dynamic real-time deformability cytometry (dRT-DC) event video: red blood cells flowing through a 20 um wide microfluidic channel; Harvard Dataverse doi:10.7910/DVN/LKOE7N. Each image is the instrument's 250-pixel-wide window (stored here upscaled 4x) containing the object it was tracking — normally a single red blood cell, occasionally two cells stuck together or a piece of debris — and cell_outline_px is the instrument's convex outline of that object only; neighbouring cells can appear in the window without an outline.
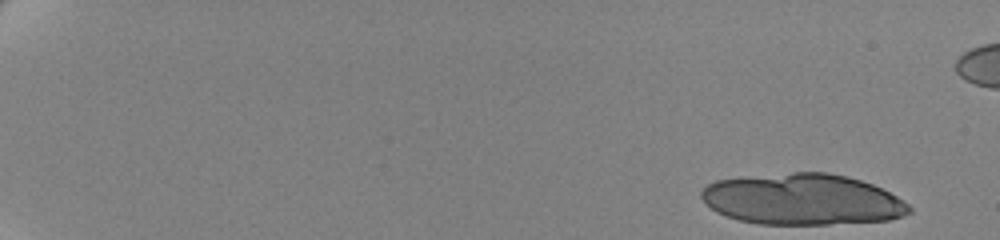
{"species": "human", "species_latin": "Homo sapiens", "temperature_condition": "cold", "stored_images_in_passage": 20, "camera_frame_rate_fps": 3000, "um_per_image_px": 0.085, "donor": {"sex": "female"}, "frame": {"image": 1, "passage_image": 1, "time_ms": 0.0, "image_size_px": [1000, 240], "cell_outline_px": [[912, 212], [904, 216], [888, 220], [828, 224], [760, 224], [740, 220], [716, 212], [700, 196], [700, 192], [708, 184], [716, 180], [748, 176], [792, 172], [828, 172], [860, 180], [872, 184], [896, 196], [908, 204], [912, 208]], "centroid_in_image_um": [68.22, 16.94], "position_along_channel_um": 16.8, "area_um2": 61.67}}